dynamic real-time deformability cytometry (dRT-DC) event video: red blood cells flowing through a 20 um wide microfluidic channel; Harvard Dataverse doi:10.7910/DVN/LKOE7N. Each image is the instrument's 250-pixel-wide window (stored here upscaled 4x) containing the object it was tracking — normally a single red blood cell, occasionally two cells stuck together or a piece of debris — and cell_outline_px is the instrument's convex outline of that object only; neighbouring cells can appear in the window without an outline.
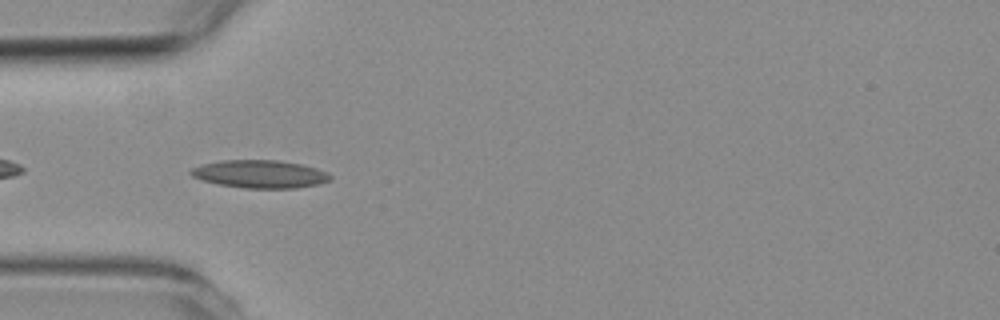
{"species": "common noctule bat (a hibernating species)", "species_latin": "Nyctalus noctula", "temperature_condition": "room temperature", "stored_images_in_passage": 24, "camera_frame_rate_fps": 3000, "um_per_image_px": 0.085, "animal": {"sex": "female", "body_mass_g": 19.3, "forearm_length_mm": 54.1}, "frame": {"image": 1, "passage_image": 2, "time_ms": 0.333, "image_size_px": [1000, 320], "cell_outline_px": [[332, 180], [320, 184], [296, 188], [244, 188], [216, 184], [192, 176], [188, 172], [192, 168], [200, 164], [220, 160], [280, 160], [300, 164], [316, 168], [328, 172], [332, 176]], "centroid_in_image_um": [22.11, 14.79], "position_along_channel_um": 62.9, "area_um2": 22.89}}
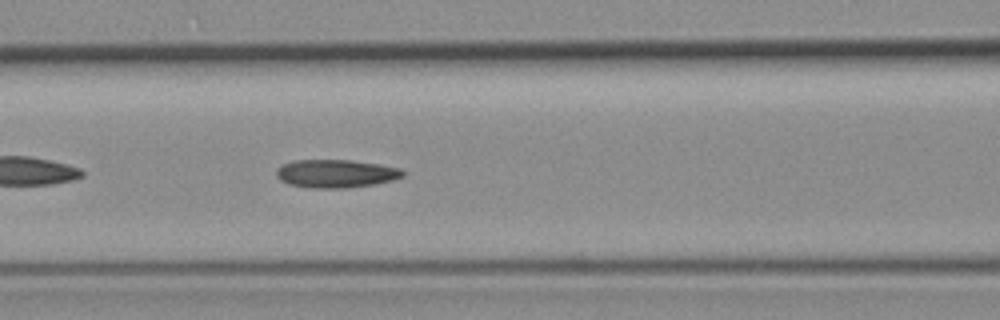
{"frame": {"image": 2, "passage_image": 8, "time_ms": 2.333, "image_size_px": [1000, 320], "cell_outline_px": [[404, 176], [392, 180], [376, 184], [348, 188], [308, 188], [288, 184], [280, 180], [276, 176], [276, 168], [284, 164], [296, 160], [352, 160], [400, 168], [404, 172]], "centroid_in_image_um": [28.53, 14.76], "position_along_channel_um": 138.1, "area_um2": 20.81}}
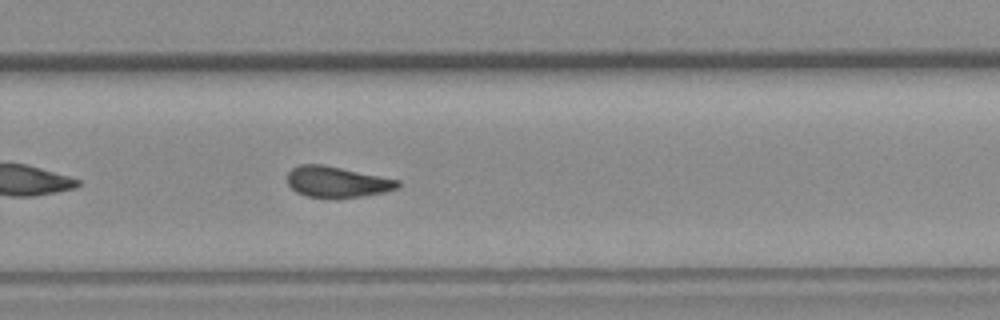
{"frame": {"image": 3, "passage_image": 21, "time_ms": 6.667, "image_size_px": [1000, 320], "cell_outline_px": [[400, 184], [396, 188], [384, 192], [360, 196], [308, 196], [296, 192], [288, 184], [288, 172], [292, 168], [300, 164], [324, 164], [400, 180]], "centroid_in_image_um": [28.63, 15.42], "position_along_channel_um": 301.2, "area_um2": 19.42}}